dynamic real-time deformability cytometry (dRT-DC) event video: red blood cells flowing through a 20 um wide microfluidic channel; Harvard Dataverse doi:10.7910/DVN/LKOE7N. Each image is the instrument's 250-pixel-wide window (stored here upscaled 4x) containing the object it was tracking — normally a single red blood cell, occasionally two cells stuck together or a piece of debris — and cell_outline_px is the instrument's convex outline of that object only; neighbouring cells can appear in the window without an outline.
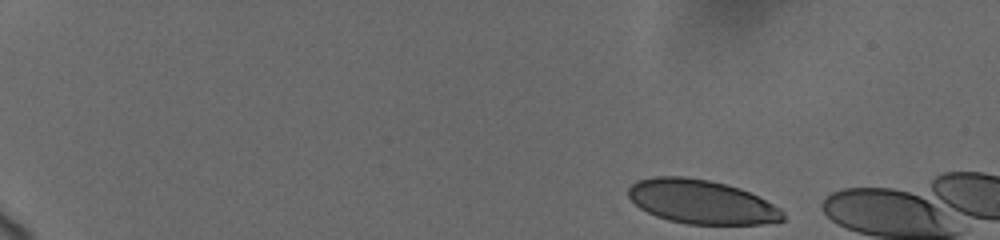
{"species": "human", "species_latin": "Homo sapiens", "temperature_condition": "cold", "stored_images_in_passage": 3, "camera_frame_rate_fps": 3000, "um_per_image_px": 0.085, "donor": {"sex": "female"}, "frame": {"image": 1, "passage_image": 1, "time_ms": 0.0, "image_size_px": [1000, 240], "cell_outline_px": [[784, 220], [760, 224], [688, 224], [668, 220], [656, 216], [640, 208], [628, 196], [628, 188], [632, 184], [640, 180], [656, 176], [684, 176], [708, 180], [740, 188], [780, 208], [784, 212]], "centroid_in_image_um": [59.61, 17.16], "position_along_channel_um": 25.4, "area_um2": 39.25}}